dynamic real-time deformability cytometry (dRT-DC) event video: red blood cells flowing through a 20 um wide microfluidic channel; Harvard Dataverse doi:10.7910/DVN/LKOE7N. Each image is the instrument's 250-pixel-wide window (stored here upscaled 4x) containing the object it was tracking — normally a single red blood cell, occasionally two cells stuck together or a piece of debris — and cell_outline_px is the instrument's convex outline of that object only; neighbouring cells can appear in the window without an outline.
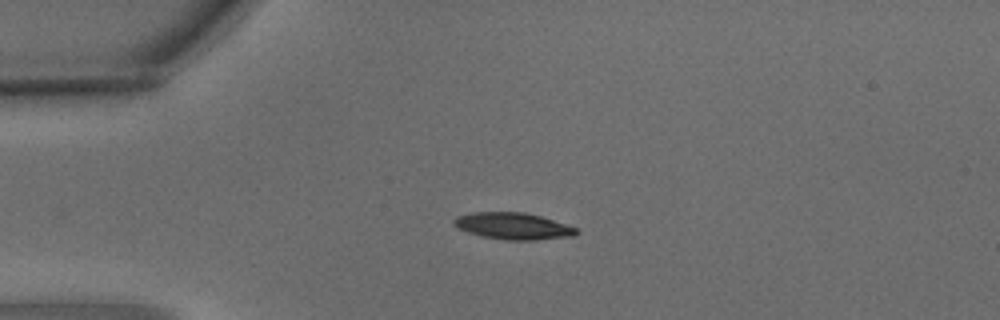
{"species": "common noctule bat (a hibernating species)", "species_latin": "Nyctalus noctula", "temperature_condition": "warm", "stored_images_in_passage": 4, "camera_frame_rate_fps": 3000, "um_per_image_px": 0.085, "animal": {"sex": "male", "body_mass_g": 15.6}, "frame": {"image": 1, "passage_image": 3, "time_ms": 0.667, "image_size_px": [1000, 320], "cell_outline_px": [[580, 232], [572, 236], [532, 240], [508, 240], [480, 236], [456, 228], [452, 224], [452, 220], [456, 216], [472, 212], [524, 212], [540, 216], [576, 228]], "centroid_in_image_um": [43.54, 19.21], "position_along_channel_um": 41.5, "area_um2": 19.02}}